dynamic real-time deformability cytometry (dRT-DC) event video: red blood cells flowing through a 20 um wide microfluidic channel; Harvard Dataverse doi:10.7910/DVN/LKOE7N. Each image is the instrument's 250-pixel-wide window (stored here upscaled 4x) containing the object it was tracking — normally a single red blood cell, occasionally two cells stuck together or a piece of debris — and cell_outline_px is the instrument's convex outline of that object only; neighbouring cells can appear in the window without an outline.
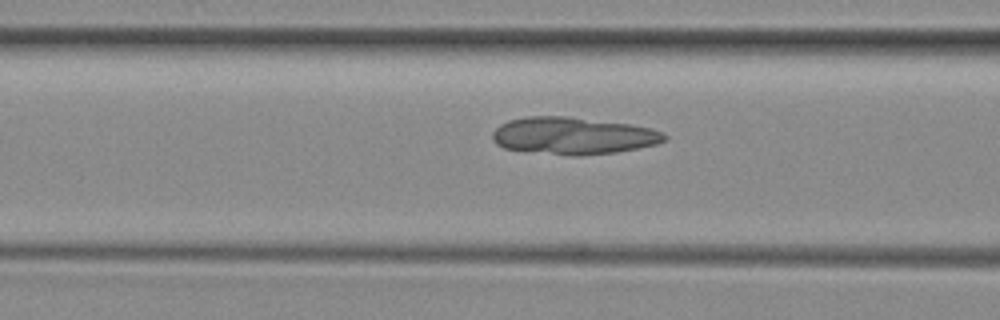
{"species": "common noctule bat (a hibernating species)", "species_latin": "Nyctalus noctula", "temperature_condition": "room temperature", "stored_images_in_passage": 36, "camera_frame_rate_fps": 3000, "um_per_image_px": 0.085, "animal": {"sex": "female", "body_mass_g": 29.2, "forearm_length_mm": 56.3}, "frame": {"image": 1, "passage_image": 8, "time_ms": 2.333, "image_size_px": [1000, 320], "cell_outline_px": [[668, 140], [656, 144], [616, 152], [580, 156], [568, 156], [504, 148], [496, 144], [492, 140], [492, 132], [500, 124], [508, 120], [528, 116], [568, 116], [628, 124], [652, 128], [664, 132], [668, 136]], "centroid_in_image_um": [48.72, 11.54], "position_along_channel_um": 117.9, "area_um2": 37.45}}
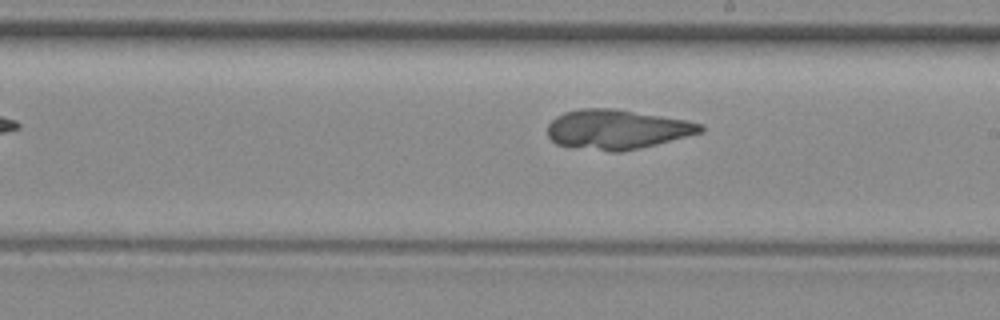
{"frame": {"image": 2, "passage_image": 17, "time_ms": 5.333, "image_size_px": [1000, 320], "cell_outline_px": [[704, 132], [640, 148], [620, 152], [608, 152], [556, 144], [548, 136], [548, 124], [556, 116], [564, 112], [580, 108], [616, 108], [684, 120], [704, 124]], "centroid_in_image_um": [52.44, 10.99], "position_along_channel_um": 236.6, "area_um2": 35.32}}
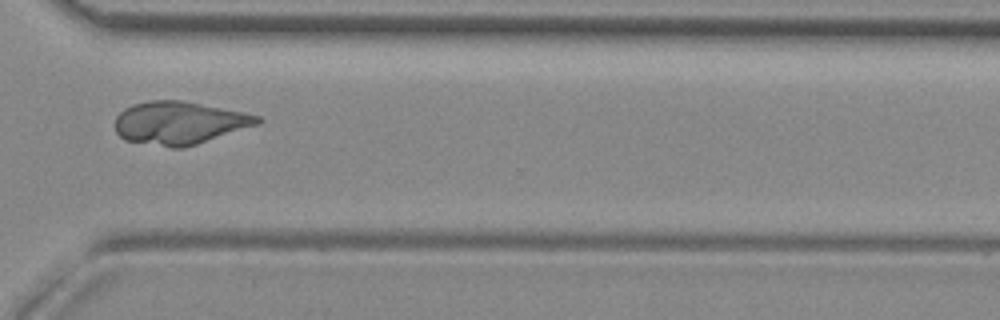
{"frame": {"image": 3, "passage_image": 26, "time_ms": 8.333, "image_size_px": [1000, 320], "cell_outline_px": [[264, 120], [260, 124], [184, 148], [172, 148], [124, 140], [116, 132], [116, 116], [124, 108], [132, 104], [148, 100], [184, 100], [244, 112], [260, 116]], "centroid_in_image_um": [15.26, 10.44], "position_along_channel_um": 355.3, "area_um2": 35.89}}